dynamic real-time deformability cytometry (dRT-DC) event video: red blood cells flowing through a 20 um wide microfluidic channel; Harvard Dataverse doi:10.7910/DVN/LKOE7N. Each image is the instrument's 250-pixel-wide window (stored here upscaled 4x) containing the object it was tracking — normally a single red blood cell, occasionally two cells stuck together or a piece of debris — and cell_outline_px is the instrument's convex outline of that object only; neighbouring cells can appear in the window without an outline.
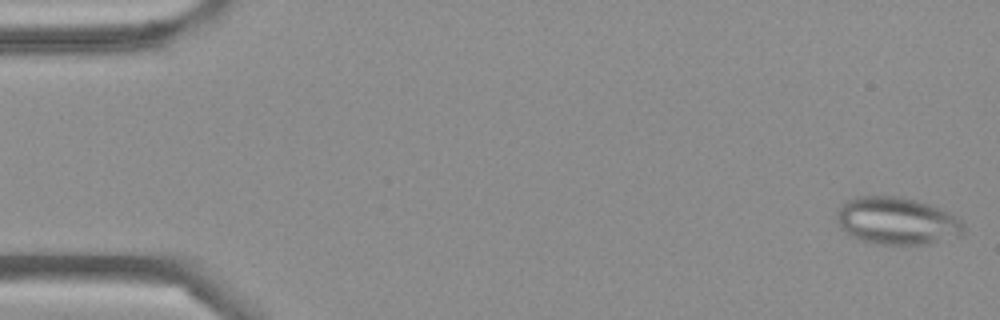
{"species": "Egyptian fruit bat (a non-hibernating species)", "species_latin": "Rousettus aegyptiacus", "temperature_condition": "cold", "stored_images_in_passage": 5, "camera_frame_rate_fps": 3000, "um_per_image_px": 0.085, "frame": {"image": 1, "passage_image": 1, "time_ms": 0.0, "image_size_px": [1000, 320], "cell_outline_px": [[964, 232], [960, 236], [928, 244], [880, 244], [860, 240], [852, 236], [840, 228], [836, 216], [836, 212], [844, 200], [856, 196], [900, 196], [916, 200], [928, 204], [948, 212], [956, 216], [964, 224]], "centroid_in_image_um": [76.22, 18.77], "position_along_channel_um": 8.8, "area_um2": 35.2}}